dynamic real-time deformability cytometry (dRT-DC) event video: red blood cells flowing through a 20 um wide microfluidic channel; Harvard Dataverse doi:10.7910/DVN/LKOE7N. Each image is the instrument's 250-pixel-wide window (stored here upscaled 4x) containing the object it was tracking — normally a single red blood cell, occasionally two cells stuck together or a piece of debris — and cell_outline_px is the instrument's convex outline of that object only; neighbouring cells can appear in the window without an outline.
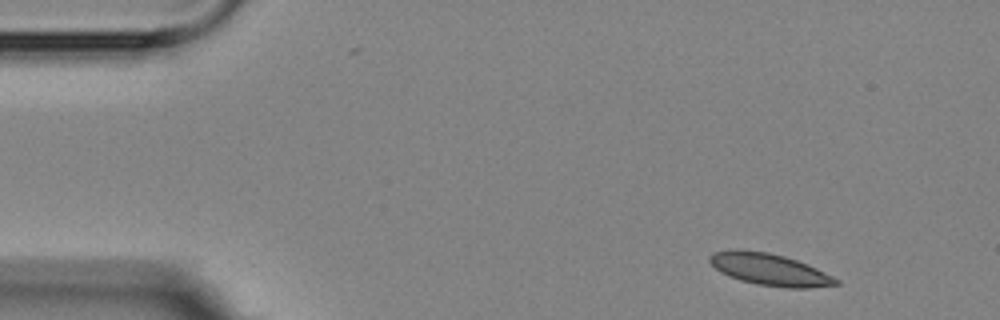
{"species": "Egyptian fruit bat (a non-hibernating species)", "species_latin": "Rousettus aegyptiacus", "temperature_condition": "room temperature", "stored_images_in_passage": 5, "camera_frame_rate_fps": 3000, "um_per_image_px": 0.085, "animal": {"sex": "female"}, "frame": {"image": 1, "passage_image": 1, "time_ms": 0.0, "image_size_px": [1000, 320], "cell_outline_px": [[840, 284], [812, 288], [788, 288], [756, 284], [740, 280], [728, 276], [720, 272], [708, 260], [708, 256], [712, 252], [736, 248], [740, 248], [768, 252], [784, 256], [808, 264], [840, 280]], "centroid_in_image_um": [65.39, 22.89], "position_along_channel_um": 19.6, "area_um2": 23.76}}
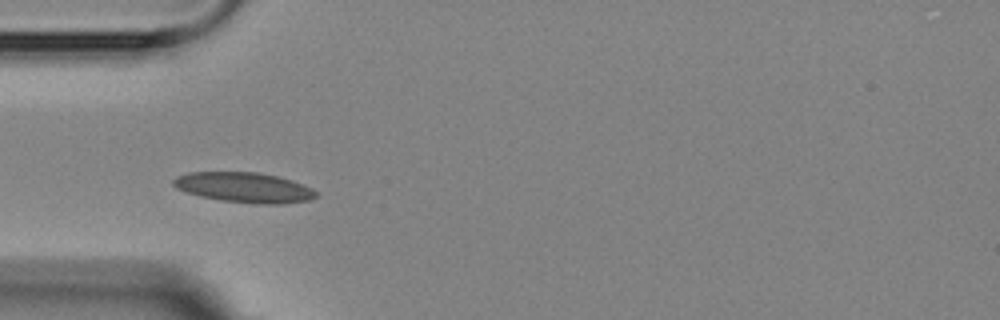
{"frame": {"image": 2, "passage_image": 4, "time_ms": 3.667, "image_size_px": [1000, 320], "cell_outline_px": [[316, 196], [308, 200], [284, 204], [256, 204], [220, 200], [200, 196], [176, 188], [172, 184], [172, 180], [176, 176], [188, 172], [256, 172], [276, 176], [292, 180], [312, 188], [316, 192]], "centroid_in_image_um": [20.73, 15.93], "position_along_channel_um": 64.3, "area_um2": 25.03}}
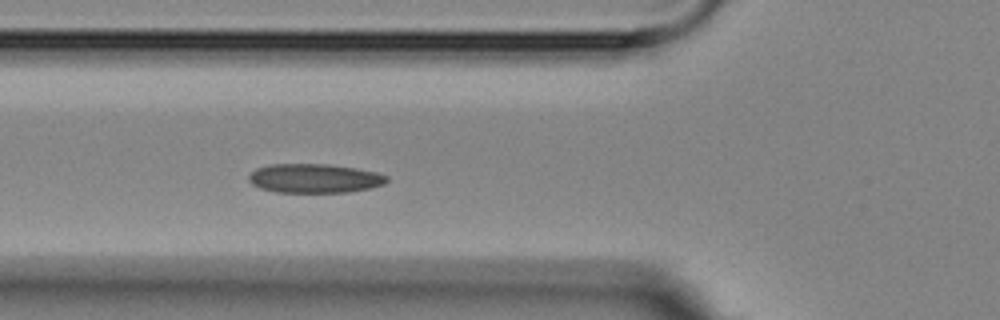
{"frame": {"image": 3, "passage_image": 5, "time_ms": 4.667, "image_size_px": [1000, 320], "cell_outline_px": [[388, 180], [384, 184], [368, 188], [348, 192], [276, 192], [260, 188], [252, 184], [248, 180], [248, 176], [256, 168], [272, 164], [328, 164], [356, 168], [376, 172], [388, 176]], "centroid_in_image_um": [26.72, 15.15], "position_along_channel_um": 99.1, "area_um2": 23.35}}